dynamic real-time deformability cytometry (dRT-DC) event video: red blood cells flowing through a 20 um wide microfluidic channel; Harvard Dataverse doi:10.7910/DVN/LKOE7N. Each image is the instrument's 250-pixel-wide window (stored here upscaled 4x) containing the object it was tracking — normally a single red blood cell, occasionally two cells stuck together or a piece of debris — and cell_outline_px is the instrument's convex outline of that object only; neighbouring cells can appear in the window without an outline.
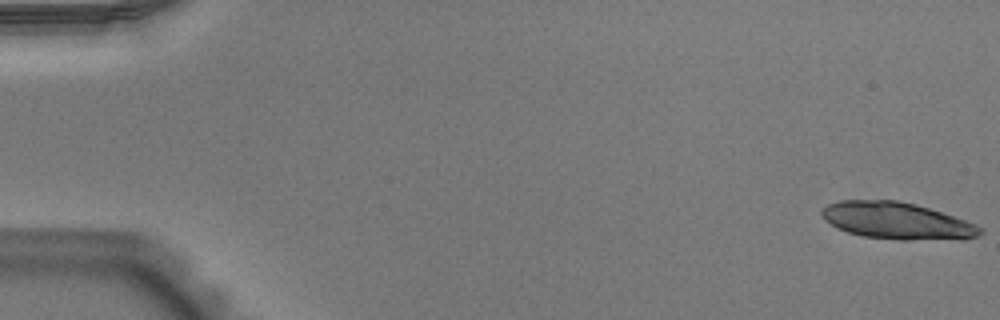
{"species": "Egyptian fruit bat (a non-hibernating species)", "species_latin": "Rousettus aegyptiacus", "temperature_condition": "warm", "stored_images_in_passage": 53, "camera_frame_rate_fps": 3000, "um_per_image_px": 0.085, "animal": {"sex": "male"}, "frame": {"image": 1, "passage_image": 1, "time_ms": 0.0, "image_size_px": [1000, 320], "cell_outline_px": [[984, 232], [980, 236], [964, 240], [900, 240], [864, 236], [848, 232], [836, 228], [824, 220], [820, 216], [820, 212], [828, 204], [840, 200], [896, 200], [916, 204], [964, 220], [980, 228]], "centroid_in_image_um": [76.22, 18.78], "position_along_channel_um": 8.8, "area_um2": 34.16}}
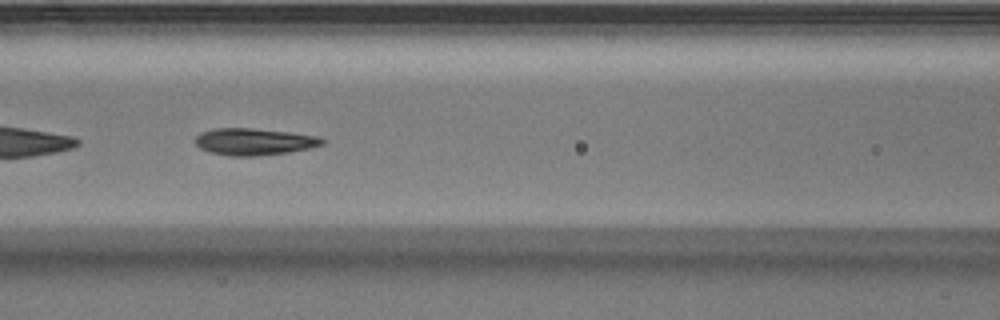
{"frame": {"image": 2, "passage_image": 24, "time_ms": 7.667, "image_size_px": [1000, 320], "cell_outline_px": [[324, 144], [312, 148], [288, 152], [256, 156], [228, 156], [212, 152], [200, 148], [196, 144], [196, 136], [200, 132], [212, 128], [252, 128], [288, 132], [320, 136], [324, 140]], "centroid_in_image_um": [21.61, 12.04], "position_along_channel_um": 145.0, "area_um2": 19.94}}
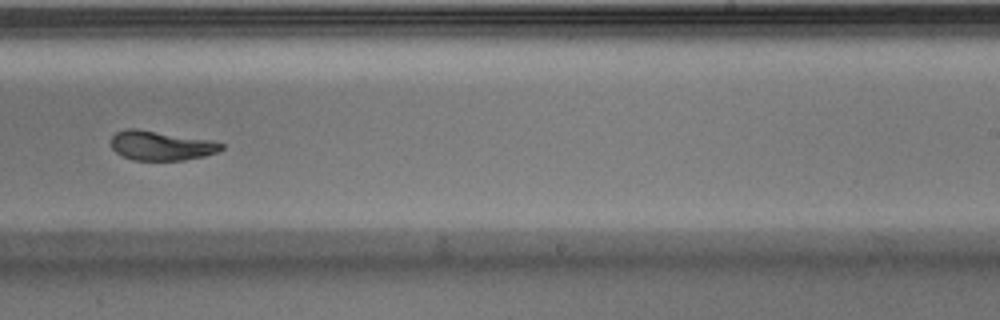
{"frame": {"image": 3, "passage_image": 34, "time_ms": 11.0, "image_size_px": [1000, 320], "cell_outline_px": [[224, 148], [216, 152], [204, 156], [184, 160], [132, 160], [116, 152], [112, 148], [108, 140], [116, 132], [124, 128], [136, 128], [208, 140], [224, 144]], "centroid_in_image_um": [13.62, 12.37], "position_along_channel_um": 275.4, "area_um2": 18.9}, "authors_computed_cell_mechanics": {"area_um2": 22.0218, "velocity_mm_per_s": 3.9168, "shape_relaxation_time_tau1_ms": 2.4111, "shape_relaxation_time_tau2_ms": 1.2966, "deformation_change_tau1": 0.1899, "deformation_change_tau2": 0.0955}}